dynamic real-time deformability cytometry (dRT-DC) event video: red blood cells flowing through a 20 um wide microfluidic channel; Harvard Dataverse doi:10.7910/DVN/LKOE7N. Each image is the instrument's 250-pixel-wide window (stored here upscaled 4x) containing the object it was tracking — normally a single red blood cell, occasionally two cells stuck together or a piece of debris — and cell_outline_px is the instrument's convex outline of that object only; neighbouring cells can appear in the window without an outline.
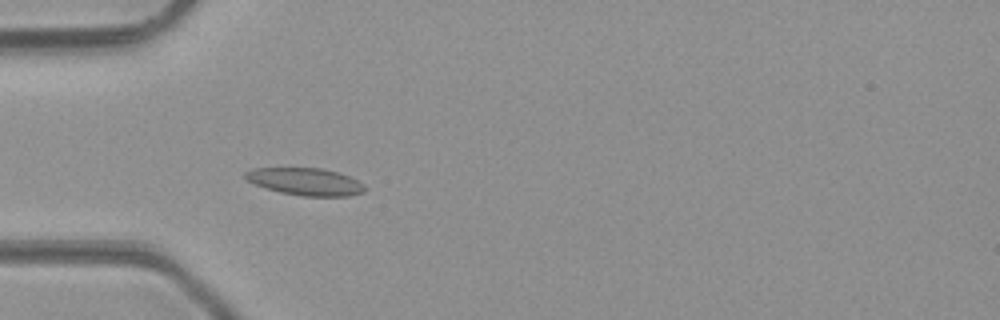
{"species": "common noctule bat (a hibernating species)", "species_latin": "Nyctalus noctula", "temperature_condition": "room temperature", "stored_images_in_passage": 36, "camera_frame_rate_fps": 3000, "um_per_image_px": 0.085, "animal": {"sex": "male", "body_mass_g": 23.1, "forearm_length_mm": 52.7}, "frame": {"image": 1, "passage_image": 2, "time_ms": 0.333, "image_size_px": [1000, 320], "cell_outline_px": [[368, 188], [364, 192], [348, 196], [300, 196], [280, 192], [264, 188], [248, 180], [244, 176], [244, 172], [252, 168], [320, 168], [340, 172], [364, 184]], "centroid_in_image_um": [25.98, 15.44], "position_along_channel_um": 59.0, "area_um2": 19.13}}
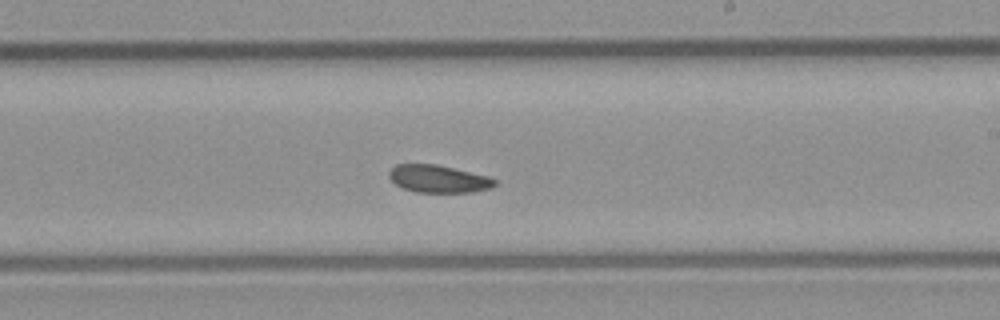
{"frame": {"image": 2, "passage_image": 16, "time_ms": 5.0, "image_size_px": [1000, 320], "cell_outline_px": [[496, 184], [492, 188], [472, 192], [416, 192], [404, 188], [396, 184], [388, 176], [388, 172], [396, 164], [436, 164], [488, 176], [496, 180]], "centroid_in_image_um": [37.27, 15.2], "position_along_channel_um": 251.7, "area_um2": 16.88}}
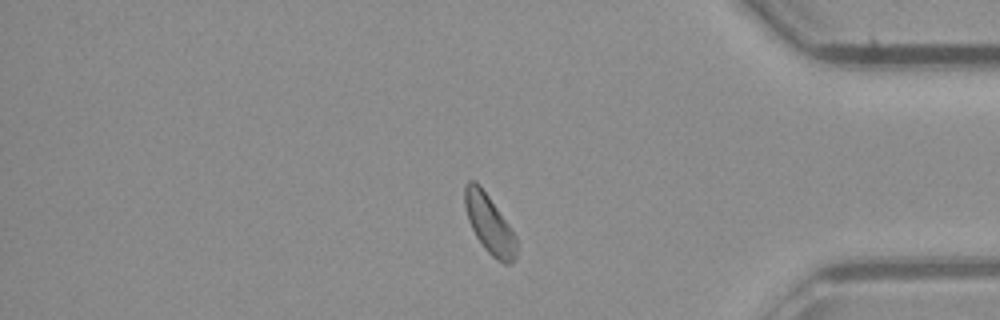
{"frame": {"image": 3, "passage_image": 28, "time_ms": 9.0, "image_size_px": [1000, 320], "cell_outline_px": [[516, 260], [512, 264], [504, 264], [496, 260], [484, 248], [476, 236], [468, 220], [464, 204], [464, 184], [468, 180], [476, 180], [480, 184], [508, 224], [516, 236]], "centroid_in_image_um": [41.58, 19.04], "position_along_channel_um": 393.6, "area_um2": 17.8}}